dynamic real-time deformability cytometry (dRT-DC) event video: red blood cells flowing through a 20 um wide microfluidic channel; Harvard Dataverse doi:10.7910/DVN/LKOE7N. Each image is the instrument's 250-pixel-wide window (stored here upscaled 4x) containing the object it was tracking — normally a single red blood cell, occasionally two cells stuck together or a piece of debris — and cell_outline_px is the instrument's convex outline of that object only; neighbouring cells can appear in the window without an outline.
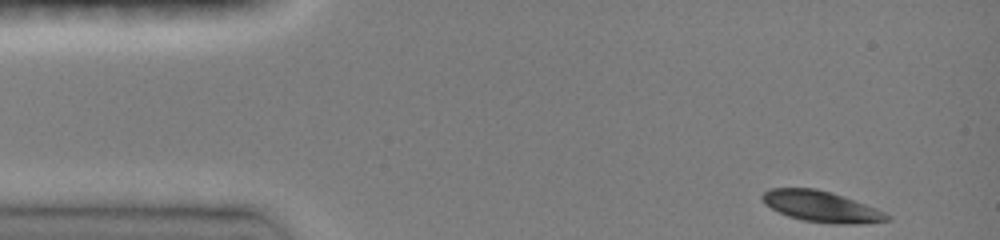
{"species": "common noctule bat (a hibernating species)", "species_latin": "Nyctalus noctula", "temperature_condition": "room temperature", "stored_images_in_passage": 40, "camera_frame_rate_fps": 3000, "um_per_image_px": 0.085, "animal": {"sex": "female", "body_mass_g": 19.0, "forearm_length_mm": 51.5}, "frame": {"image": 1, "passage_image": 1, "time_ms": 0.0, "image_size_px": [1000, 240], "cell_outline_px": [[892, 220], [856, 224], [832, 224], [804, 220], [788, 216], [764, 204], [760, 196], [768, 188], [816, 188], [832, 192], [876, 208], [892, 216]], "centroid_in_image_um": [69.82, 17.55], "position_along_channel_um": 15.2, "area_um2": 22.54}}
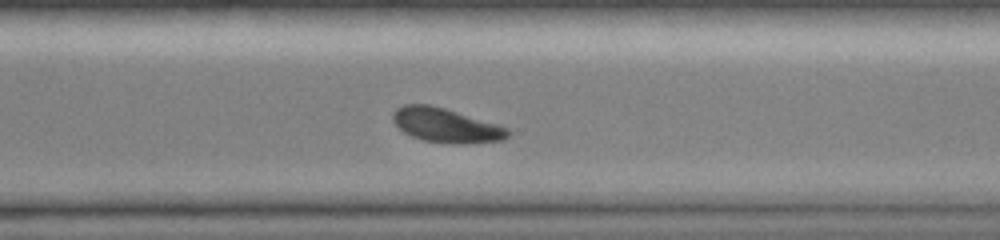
{"frame": {"image": 2, "passage_image": 31, "time_ms": 10.0, "image_size_px": [1000, 240], "cell_outline_px": [[512, 132], [504, 140], [460, 144], [452, 144], [424, 140], [412, 136], [404, 132], [392, 120], [392, 112], [396, 108], [404, 104], [428, 104], [444, 108], [500, 124], [508, 128]], "centroid_in_image_um": [37.94, 10.65], "position_along_channel_um": 332.7, "area_um2": 23.12}}
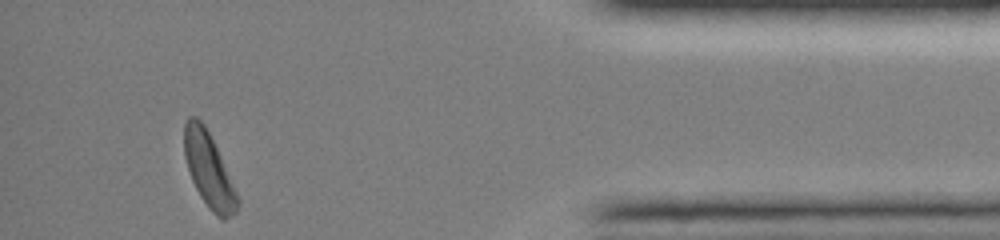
{"frame": {"image": 3, "passage_image": 40, "time_ms": 13.0, "image_size_px": [1000, 240], "cell_outline_px": [[240, 204], [236, 212], [224, 220], [216, 216], [208, 208], [200, 196], [192, 180], [184, 156], [184, 124], [188, 116], [196, 116], [204, 124], [220, 156], [240, 200]], "centroid_in_image_um": [17.74, 14.47], "position_along_channel_um": 417.5, "area_um2": 22.83}, "authors_computed_cell_mechanics": {"area_um2": 23.4668, "velocity_mm_per_s": 4.0445, "shape_relaxation_time_tau1_ms": 2.5173, "shape_relaxation_time_tau2_ms": null, "deformation_change_tau1": 0.1273, "deformation_change_tau2": null}}